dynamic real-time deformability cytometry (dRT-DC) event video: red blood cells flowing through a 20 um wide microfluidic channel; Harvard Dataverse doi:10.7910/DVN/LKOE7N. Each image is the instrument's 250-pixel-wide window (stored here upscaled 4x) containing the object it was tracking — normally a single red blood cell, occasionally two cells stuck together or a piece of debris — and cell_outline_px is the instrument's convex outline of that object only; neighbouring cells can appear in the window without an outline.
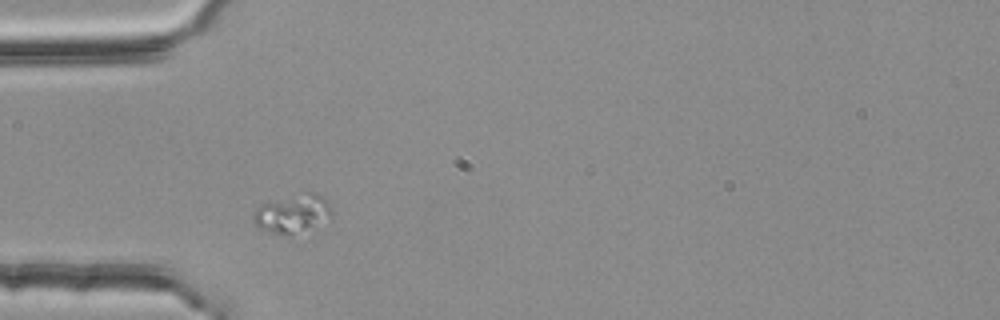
{"species": "common noctule bat (a hibernating species)", "species_latin": "Nyctalus noctula", "temperature_condition": "room temperature", "stored_images_in_passage": 2, "camera_frame_rate_fps": 3000, "um_per_image_px": 0.085, "animal": {"sex": "female", "body_mass_g": 25.1}, "frame": {"image": 1, "passage_image": 1, "time_ms": 0.0, "image_size_px": [1000, 320], "cell_outline_px": [[332, 220], [284, 236], [280, 236], [268, 232], [260, 228], [252, 220], [252, 212], [260, 204], [308, 192], [312, 192], [324, 196], [332, 212]], "centroid_in_image_um": [24.86, 18.18], "position_along_channel_um": 60.1, "area_um2": 17.57}}